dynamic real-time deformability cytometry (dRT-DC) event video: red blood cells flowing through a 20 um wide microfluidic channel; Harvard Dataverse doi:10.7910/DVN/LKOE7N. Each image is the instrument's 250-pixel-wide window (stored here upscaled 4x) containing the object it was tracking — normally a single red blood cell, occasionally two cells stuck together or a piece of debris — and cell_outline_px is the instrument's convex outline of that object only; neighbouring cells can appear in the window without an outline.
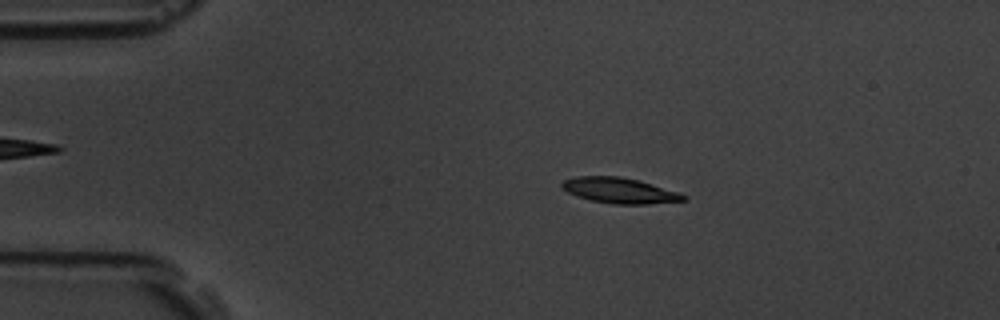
{"species": "common noctule bat (a hibernating species)", "species_latin": "Nyctalus noctula", "temperature_condition": "room temperature", "stored_images_in_passage": 5, "camera_frame_rate_fps": 3000, "um_per_image_px": 0.085, "animal": {"sex": "male", "body_mass_g": 19.5, "forearm_length_mm": 54.6}, "frame": {"image": 1, "passage_image": 3, "time_ms": 2.333, "image_size_px": [1000, 320], "cell_outline_px": [[688, 200], [648, 204], [612, 204], [592, 200], [576, 196], [560, 188], [560, 184], [564, 180], [576, 176], [620, 176], [652, 184], [688, 196]], "centroid_in_image_um": [52.63, 16.19], "position_along_channel_um": 32.4, "area_um2": 18.03}}
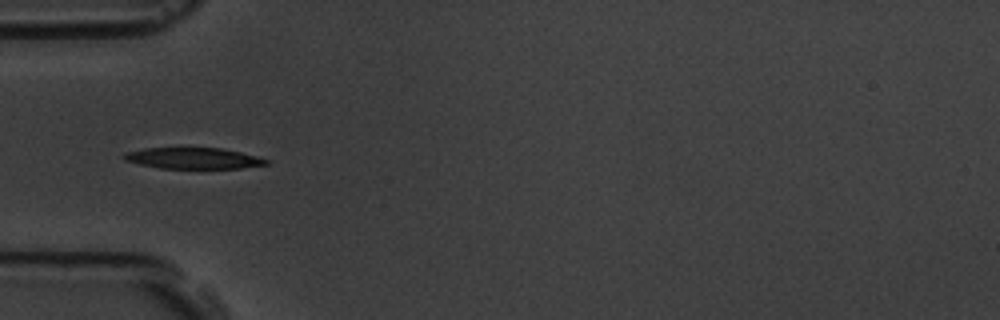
{"frame": {"image": 2, "passage_image": 5, "time_ms": 4.667, "image_size_px": [1000, 320], "cell_outline_px": [[268, 164], [240, 168], [160, 168], [140, 164], [124, 160], [120, 156], [124, 152], [144, 148], [220, 148], [240, 152], [256, 156], [268, 160]], "centroid_in_image_um": [16.36, 13.44], "position_along_channel_um": 68.6, "area_um2": 17.4}}